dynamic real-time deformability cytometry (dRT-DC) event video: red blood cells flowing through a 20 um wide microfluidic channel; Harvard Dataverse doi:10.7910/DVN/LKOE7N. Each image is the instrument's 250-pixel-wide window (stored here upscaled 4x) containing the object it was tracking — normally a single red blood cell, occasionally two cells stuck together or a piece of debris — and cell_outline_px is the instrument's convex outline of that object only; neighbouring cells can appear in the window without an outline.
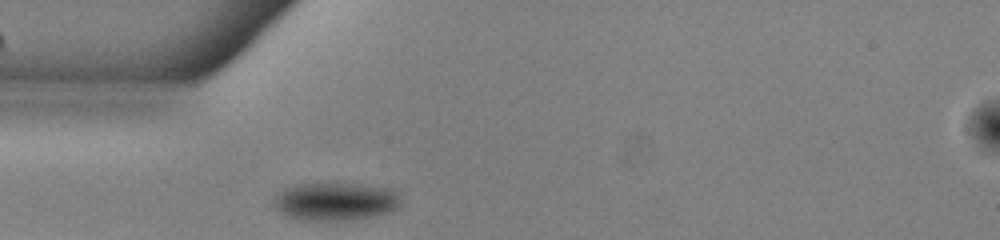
{"species": "common noctule bat (a hibernating species)", "species_latin": "Nyctalus noctula", "temperature_condition": "warm", "stored_images_in_passage": 38, "camera_frame_rate_fps": 3000, "um_per_image_px": 0.085, "animal": {"sex": "male", "body_mass_g": 13.0, "forearm_length_mm": 53.1}, "frame": {"image": 1, "passage_image": 1, "time_ms": 0.0, "image_size_px": [1000, 240], "cell_outline_px": [[392, 200], [388, 208], [372, 212], [348, 216], [320, 216], [296, 212], [284, 208], [284, 196], [292, 192], [308, 188], [336, 188], [376, 192], [388, 196]], "centroid_in_image_um": [28.51, 17.16], "position_along_channel_um": 56.5, "area_um2": 17.63}}
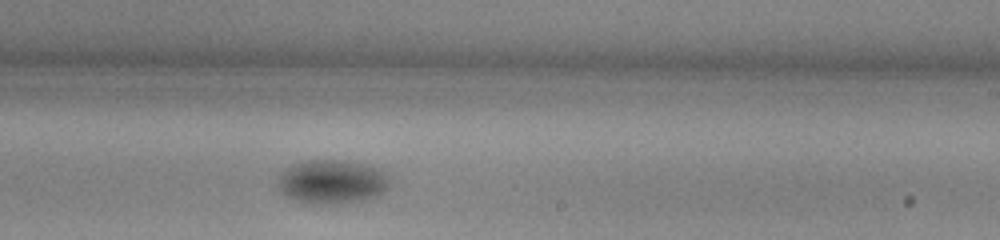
{"frame": {"image": 2, "passage_image": 17, "time_ms": 5.333, "image_size_px": [1000, 240], "cell_outline_px": [[380, 184], [376, 188], [368, 192], [352, 196], [304, 196], [292, 192], [288, 188], [288, 180], [296, 172], [304, 168], [340, 168], [372, 172]], "centroid_in_image_um": [28.22, 15.49], "position_along_channel_um": 260.8, "area_um2": 15.78}}
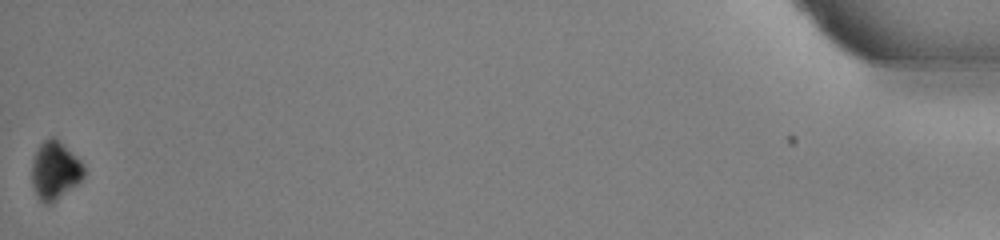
{"frame": {"image": 3, "passage_image": 38, "time_ms": 12.333, "image_size_px": [1000, 240], "cell_outline_px": [[84, 172], [80, 180], [56, 196], [48, 200], [44, 200], [40, 196], [32, 180], [32, 172], [36, 156], [40, 148], [48, 140], [56, 140], [84, 168]], "centroid_in_image_um": [4.67, 14.47], "position_along_channel_um": 430.5, "area_um2": 14.8}, "authors_computed_cell_mechanics": {"area_um2": 15.5193, "velocity_mm_per_s": 3.9124, "shape_relaxation_time_tau1_ms": 2.1256, "shape_relaxation_time_tau2_ms": null, "deformation_change_tau1": 0.1247, "deformation_change_tau2": null}}